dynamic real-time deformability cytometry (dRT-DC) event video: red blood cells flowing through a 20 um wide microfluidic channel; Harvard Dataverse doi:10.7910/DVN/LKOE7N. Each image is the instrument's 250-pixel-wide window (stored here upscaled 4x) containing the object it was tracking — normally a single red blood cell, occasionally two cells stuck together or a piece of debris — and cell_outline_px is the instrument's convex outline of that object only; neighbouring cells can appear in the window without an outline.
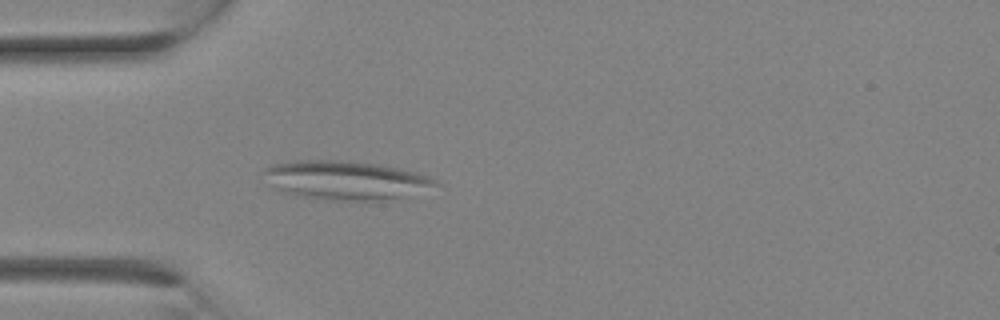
{"species": "Egyptian fruit bat (a non-hibernating species)", "species_latin": "Rousettus aegyptiacus", "temperature_condition": "room temperature", "stored_images_in_passage": 9, "camera_frame_rate_fps": 3000, "um_per_image_px": 0.085, "animal": {"sex": "female"}, "frame": {"image": 1, "passage_image": 7, "time_ms": 2.0, "image_size_px": [1000, 320], "cell_outline_px": [[440, 184], [400, 196], [380, 200], [328, 200], [296, 196], [284, 192], [268, 184], [264, 172], [264, 168], [272, 164], [296, 160], [340, 160], [376, 164], [400, 168], [416, 172], [428, 176], [436, 180]], "centroid_in_image_um": [29.29, 15.3], "position_along_channel_um": 55.7, "area_um2": 38.38}}